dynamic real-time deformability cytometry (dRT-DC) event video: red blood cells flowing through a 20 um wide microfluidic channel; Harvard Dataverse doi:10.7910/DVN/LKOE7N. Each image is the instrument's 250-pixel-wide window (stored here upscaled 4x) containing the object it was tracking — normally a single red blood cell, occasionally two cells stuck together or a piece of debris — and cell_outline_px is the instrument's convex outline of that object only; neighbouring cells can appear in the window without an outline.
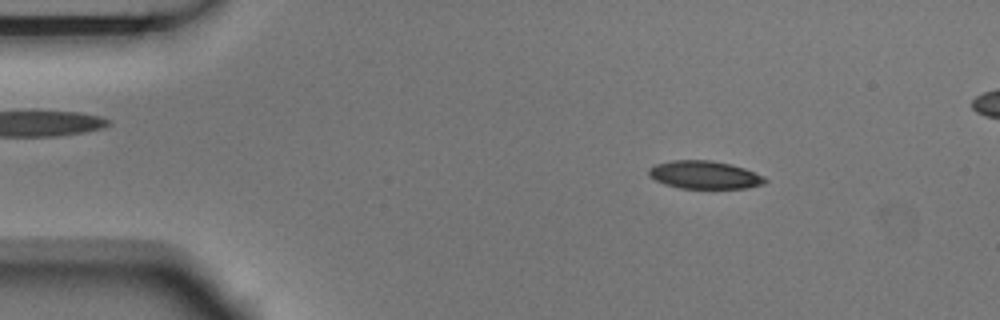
{"species": "Egyptian fruit bat (a non-hibernating species)", "species_latin": "Rousettus aegyptiacus", "temperature_condition": "room temperature", "stored_images_in_passage": 3, "camera_frame_rate_fps": 3000, "um_per_image_px": 0.085, "animal": {"sex": "male"}, "frame": {"image": 1, "passage_image": 1, "time_ms": 0.0, "image_size_px": [1000, 320], "cell_outline_px": [[768, 180], [764, 184], [748, 188], [680, 188], [664, 184], [648, 176], [648, 168], [656, 164], [672, 160], [712, 160], [732, 164], [744, 168], [764, 176]], "centroid_in_image_um": [59.89, 14.86], "position_along_channel_um": 25.1, "area_um2": 19.07}}